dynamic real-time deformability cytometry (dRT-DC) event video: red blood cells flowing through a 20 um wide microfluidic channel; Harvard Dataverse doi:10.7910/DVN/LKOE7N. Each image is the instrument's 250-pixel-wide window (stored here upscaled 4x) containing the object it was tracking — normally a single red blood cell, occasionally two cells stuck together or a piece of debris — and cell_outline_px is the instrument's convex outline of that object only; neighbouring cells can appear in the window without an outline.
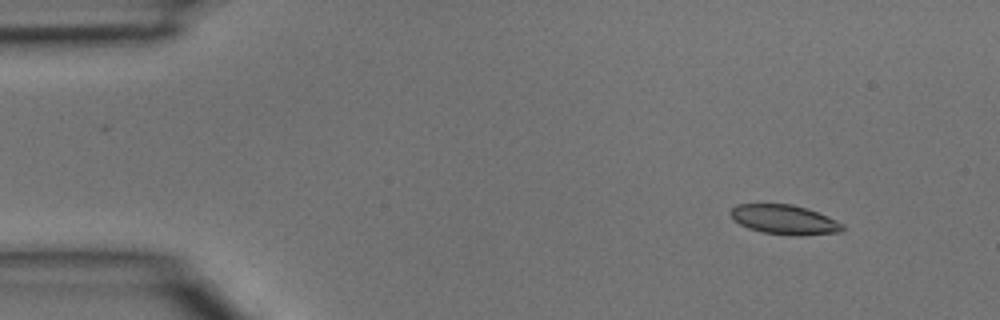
{"species": "common noctule bat (a hibernating species)", "species_latin": "Nyctalus noctula", "temperature_condition": "room temperature", "stored_images_in_passage": 3, "camera_frame_rate_fps": 3000, "um_per_image_px": 0.085, "animal": {"sex": "male", "body_mass_g": 15.6}, "frame": {"image": 1, "passage_image": 1, "time_ms": 0.0, "image_size_px": [1000, 320], "cell_outline_px": [[844, 232], [800, 236], [792, 236], [764, 232], [748, 228], [732, 220], [728, 212], [736, 204], [792, 204], [816, 212], [836, 220], [844, 224]], "centroid_in_image_um": [66.66, 18.68], "position_along_channel_um": 18.3, "area_um2": 19.42}}
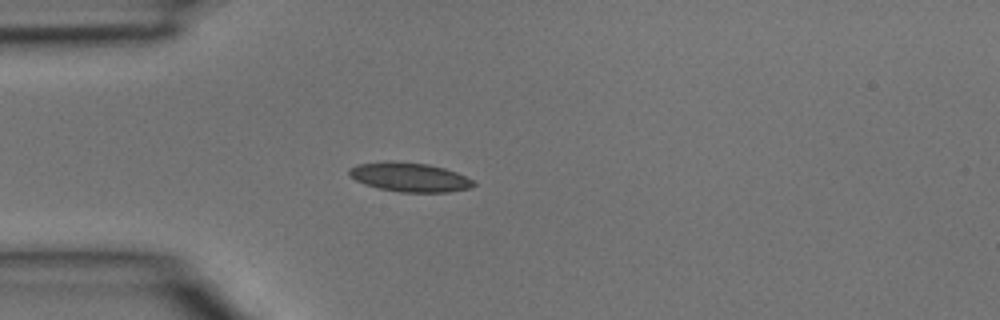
{"frame": {"image": 2, "passage_image": 3, "time_ms": 0.667, "image_size_px": [1000, 320], "cell_outline_px": [[476, 184], [468, 188], [448, 192], [400, 192], [380, 188], [364, 184], [348, 176], [348, 168], [356, 164], [388, 160], [392, 160], [428, 164], [444, 168], [456, 172], [472, 180]], "centroid_in_image_um": [34.75, 15.04], "position_along_channel_um": 50.3, "area_um2": 21.21}}